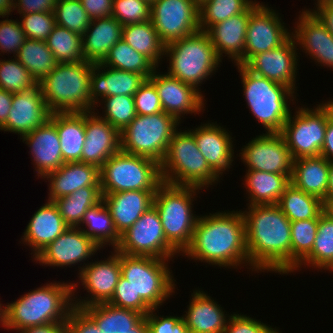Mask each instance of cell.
<instances>
[{
  "label": "cell",
  "instance_id": "obj_1",
  "mask_svg": "<svg viewBox=\"0 0 333 333\" xmlns=\"http://www.w3.org/2000/svg\"><path fill=\"white\" fill-rule=\"evenodd\" d=\"M247 209L241 210L250 266L246 268L256 273L291 274V221L277 204Z\"/></svg>",
  "mask_w": 333,
  "mask_h": 333
},
{
  "label": "cell",
  "instance_id": "obj_2",
  "mask_svg": "<svg viewBox=\"0 0 333 333\" xmlns=\"http://www.w3.org/2000/svg\"><path fill=\"white\" fill-rule=\"evenodd\" d=\"M182 256L226 269L240 267L241 270L249 266L245 220L241 210L199 216L191 244Z\"/></svg>",
  "mask_w": 333,
  "mask_h": 333
},
{
  "label": "cell",
  "instance_id": "obj_3",
  "mask_svg": "<svg viewBox=\"0 0 333 333\" xmlns=\"http://www.w3.org/2000/svg\"><path fill=\"white\" fill-rule=\"evenodd\" d=\"M73 283L49 282L6 304V330L17 333L51 323H66L73 308Z\"/></svg>",
  "mask_w": 333,
  "mask_h": 333
},
{
  "label": "cell",
  "instance_id": "obj_4",
  "mask_svg": "<svg viewBox=\"0 0 333 333\" xmlns=\"http://www.w3.org/2000/svg\"><path fill=\"white\" fill-rule=\"evenodd\" d=\"M171 260L120 253L121 275L133 289L134 311L144 316L160 308L175 293Z\"/></svg>",
  "mask_w": 333,
  "mask_h": 333
},
{
  "label": "cell",
  "instance_id": "obj_5",
  "mask_svg": "<svg viewBox=\"0 0 333 333\" xmlns=\"http://www.w3.org/2000/svg\"><path fill=\"white\" fill-rule=\"evenodd\" d=\"M93 68L94 64L86 61L58 63L38 83L51 114L95 110V105L90 99Z\"/></svg>",
  "mask_w": 333,
  "mask_h": 333
},
{
  "label": "cell",
  "instance_id": "obj_6",
  "mask_svg": "<svg viewBox=\"0 0 333 333\" xmlns=\"http://www.w3.org/2000/svg\"><path fill=\"white\" fill-rule=\"evenodd\" d=\"M236 66L242 79L243 96L249 111L258 124L263 125L266 133H281L292 111L290 104H295L297 92L253 73L245 65Z\"/></svg>",
  "mask_w": 333,
  "mask_h": 333
},
{
  "label": "cell",
  "instance_id": "obj_7",
  "mask_svg": "<svg viewBox=\"0 0 333 333\" xmlns=\"http://www.w3.org/2000/svg\"><path fill=\"white\" fill-rule=\"evenodd\" d=\"M160 172L164 183L176 186L203 190L220 182V177L209 167L188 129L178 128L174 132L160 163Z\"/></svg>",
  "mask_w": 333,
  "mask_h": 333
},
{
  "label": "cell",
  "instance_id": "obj_8",
  "mask_svg": "<svg viewBox=\"0 0 333 333\" xmlns=\"http://www.w3.org/2000/svg\"><path fill=\"white\" fill-rule=\"evenodd\" d=\"M201 189L162 183L153 197L167 242L180 254L189 247L198 215L193 213V202ZM194 198V199H193Z\"/></svg>",
  "mask_w": 333,
  "mask_h": 333
},
{
  "label": "cell",
  "instance_id": "obj_9",
  "mask_svg": "<svg viewBox=\"0 0 333 333\" xmlns=\"http://www.w3.org/2000/svg\"><path fill=\"white\" fill-rule=\"evenodd\" d=\"M164 57H168L167 73L182 82L195 87L199 86L217 72L222 61L206 31L186 36L165 46ZM221 62V63H220ZM200 89V90H199Z\"/></svg>",
  "mask_w": 333,
  "mask_h": 333
},
{
  "label": "cell",
  "instance_id": "obj_10",
  "mask_svg": "<svg viewBox=\"0 0 333 333\" xmlns=\"http://www.w3.org/2000/svg\"><path fill=\"white\" fill-rule=\"evenodd\" d=\"M102 194L123 191H157L163 183L160 164L150 158L121 149L99 169Z\"/></svg>",
  "mask_w": 333,
  "mask_h": 333
},
{
  "label": "cell",
  "instance_id": "obj_11",
  "mask_svg": "<svg viewBox=\"0 0 333 333\" xmlns=\"http://www.w3.org/2000/svg\"><path fill=\"white\" fill-rule=\"evenodd\" d=\"M179 124L181 123L174 116L165 112L136 115L120 132V149L153 159L160 164Z\"/></svg>",
  "mask_w": 333,
  "mask_h": 333
},
{
  "label": "cell",
  "instance_id": "obj_12",
  "mask_svg": "<svg viewBox=\"0 0 333 333\" xmlns=\"http://www.w3.org/2000/svg\"><path fill=\"white\" fill-rule=\"evenodd\" d=\"M304 106L295 107V113L290 112L281 131L294 160L320 156L327 120L331 117L323 101L313 108Z\"/></svg>",
  "mask_w": 333,
  "mask_h": 333
},
{
  "label": "cell",
  "instance_id": "obj_13",
  "mask_svg": "<svg viewBox=\"0 0 333 333\" xmlns=\"http://www.w3.org/2000/svg\"><path fill=\"white\" fill-rule=\"evenodd\" d=\"M117 252L172 260L181 256L166 240L157 209L149 208L120 235ZM176 255V256H175Z\"/></svg>",
  "mask_w": 333,
  "mask_h": 333
},
{
  "label": "cell",
  "instance_id": "obj_14",
  "mask_svg": "<svg viewBox=\"0 0 333 333\" xmlns=\"http://www.w3.org/2000/svg\"><path fill=\"white\" fill-rule=\"evenodd\" d=\"M151 21L166 46L200 30L199 6L194 0H156L151 3Z\"/></svg>",
  "mask_w": 333,
  "mask_h": 333
},
{
  "label": "cell",
  "instance_id": "obj_15",
  "mask_svg": "<svg viewBox=\"0 0 333 333\" xmlns=\"http://www.w3.org/2000/svg\"><path fill=\"white\" fill-rule=\"evenodd\" d=\"M104 260L89 262L78 276L79 284L88 292V297H77L78 282H73V306L84 308L91 305L108 303L112 298L121 276L120 252L115 249ZM77 287V288H76ZM76 295V297L74 296ZM81 298V299H80Z\"/></svg>",
  "mask_w": 333,
  "mask_h": 333
},
{
  "label": "cell",
  "instance_id": "obj_16",
  "mask_svg": "<svg viewBox=\"0 0 333 333\" xmlns=\"http://www.w3.org/2000/svg\"><path fill=\"white\" fill-rule=\"evenodd\" d=\"M239 151L241 162L248 170L285 174L291 178L294 159L281 133L256 135Z\"/></svg>",
  "mask_w": 333,
  "mask_h": 333
},
{
  "label": "cell",
  "instance_id": "obj_17",
  "mask_svg": "<svg viewBox=\"0 0 333 333\" xmlns=\"http://www.w3.org/2000/svg\"><path fill=\"white\" fill-rule=\"evenodd\" d=\"M280 13L266 4L258 5L251 13L247 24L244 49V65L256 54L275 49L290 36L279 16Z\"/></svg>",
  "mask_w": 333,
  "mask_h": 333
},
{
  "label": "cell",
  "instance_id": "obj_18",
  "mask_svg": "<svg viewBox=\"0 0 333 333\" xmlns=\"http://www.w3.org/2000/svg\"><path fill=\"white\" fill-rule=\"evenodd\" d=\"M99 250L100 248L79 227H68L56 240L42 250L34 260L42 266H56L57 268L78 265L79 275L88 264V262L85 263L86 260H91V257ZM82 264L83 266H81Z\"/></svg>",
  "mask_w": 333,
  "mask_h": 333
},
{
  "label": "cell",
  "instance_id": "obj_19",
  "mask_svg": "<svg viewBox=\"0 0 333 333\" xmlns=\"http://www.w3.org/2000/svg\"><path fill=\"white\" fill-rule=\"evenodd\" d=\"M154 70L148 78L158 92L163 112L174 116L180 123L186 114H200L205 111V96L195 87L169 75ZM205 102V103H204Z\"/></svg>",
  "mask_w": 333,
  "mask_h": 333
},
{
  "label": "cell",
  "instance_id": "obj_20",
  "mask_svg": "<svg viewBox=\"0 0 333 333\" xmlns=\"http://www.w3.org/2000/svg\"><path fill=\"white\" fill-rule=\"evenodd\" d=\"M297 50L299 49L290 36L279 47L253 56L245 66L253 73L286 85L295 92L300 57Z\"/></svg>",
  "mask_w": 333,
  "mask_h": 333
},
{
  "label": "cell",
  "instance_id": "obj_21",
  "mask_svg": "<svg viewBox=\"0 0 333 333\" xmlns=\"http://www.w3.org/2000/svg\"><path fill=\"white\" fill-rule=\"evenodd\" d=\"M294 29L291 36L296 46L310 56L308 58L315 61L316 66L333 69V35L310 8L302 10Z\"/></svg>",
  "mask_w": 333,
  "mask_h": 333
},
{
  "label": "cell",
  "instance_id": "obj_22",
  "mask_svg": "<svg viewBox=\"0 0 333 333\" xmlns=\"http://www.w3.org/2000/svg\"><path fill=\"white\" fill-rule=\"evenodd\" d=\"M50 115L38 84L30 90L13 93L12 108L0 131L13 132L21 138L42 126Z\"/></svg>",
  "mask_w": 333,
  "mask_h": 333
},
{
  "label": "cell",
  "instance_id": "obj_23",
  "mask_svg": "<svg viewBox=\"0 0 333 333\" xmlns=\"http://www.w3.org/2000/svg\"><path fill=\"white\" fill-rule=\"evenodd\" d=\"M223 127L217 122L208 121L194 129H188L194 136L198 149L205 157L209 167L219 177L229 171L235 158L232 133Z\"/></svg>",
  "mask_w": 333,
  "mask_h": 333
},
{
  "label": "cell",
  "instance_id": "obj_24",
  "mask_svg": "<svg viewBox=\"0 0 333 333\" xmlns=\"http://www.w3.org/2000/svg\"><path fill=\"white\" fill-rule=\"evenodd\" d=\"M120 150V132L94 111L85 112V142L81 162L99 169Z\"/></svg>",
  "mask_w": 333,
  "mask_h": 333
},
{
  "label": "cell",
  "instance_id": "obj_25",
  "mask_svg": "<svg viewBox=\"0 0 333 333\" xmlns=\"http://www.w3.org/2000/svg\"><path fill=\"white\" fill-rule=\"evenodd\" d=\"M258 5L252 3L243 13L228 18L213 25L207 33L215 48L216 54L222 61L227 56L235 65H244V49L247 24L250 13ZM223 53L225 54L223 56Z\"/></svg>",
  "mask_w": 333,
  "mask_h": 333
},
{
  "label": "cell",
  "instance_id": "obj_26",
  "mask_svg": "<svg viewBox=\"0 0 333 333\" xmlns=\"http://www.w3.org/2000/svg\"><path fill=\"white\" fill-rule=\"evenodd\" d=\"M20 139L30 148L29 153L31 152L32 164L38 178H43L64 164L59 135L50 119Z\"/></svg>",
  "mask_w": 333,
  "mask_h": 333
},
{
  "label": "cell",
  "instance_id": "obj_27",
  "mask_svg": "<svg viewBox=\"0 0 333 333\" xmlns=\"http://www.w3.org/2000/svg\"><path fill=\"white\" fill-rule=\"evenodd\" d=\"M184 312L186 314H183L182 318L185 320L189 333H224L231 316L225 309L223 311L214 298L199 287L191 293L187 311Z\"/></svg>",
  "mask_w": 333,
  "mask_h": 333
},
{
  "label": "cell",
  "instance_id": "obj_28",
  "mask_svg": "<svg viewBox=\"0 0 333 333\" xmlns=\"http://www.w3.org/2000/svg\"><path fill=\"white\" fill-rule=\"evenodd\" d=\"M67 228L57 206L54 202L47 201L32 215L21 241L31 248V255L35 258Z\"/></svg>",
  "mask_w": 333,
  "mask_h": 333
},
{
  "label": "cell",
  "instance_id": "obj_29",
  "mask_svg": "<svg viewBox=\"0 0 333 333\" xmlns=\"http://www.w3.org/2000/svg\"><path fill=\"white\" fill-rule=\"evenodd\" d=\"M145 80L138 73L110 68L101 63L94 64L91 72V102L96 105L99 100L108 96H134Z\"/></svg>",
  "mask_w": 333,
  "mask_h": 333
},
{
  "label": "cell",
  "instance_id": "obj_30",
  "mask_svg": "<svg viewBox=\"0 0 333 333\" xmlns=\"http://www.w3.org/2000/svg\"><path fill=\"white\" fill-rule=\"evenodd\" d=\"M43 179L49 182L47 201L52 202L80 188L100 186L99 168L83 162L64 163L57 170L46 174Z\"/></svg>",
  "mask_w": 333,
  "mask_h": 333
},
{
  "label": "cell",
  "instance_id": "obj_31",
  "mask_svg": "<svg viewBox=\"0 0 333 333\" xmlns=\"http://www.w3.org/2000/svg\"><path fill=\"white\" fill-rule=\"evenodd\" d=\"M156 191H123L102 194L108 207L114 227L119 235L130 228L149 208L153 206Z\"/></svg>",
  "mask_w": 333,
  "mask_h": 333
},
{
  "label": "cell",
  "instance_id": "obj_32",
  "mask_svg": "<svg viewBox=\"0 0 333 333\" xmlns=\"http://www.w3.org/2000/svg\"><path fill=\"white\" fill-rule=\"evenodd\" d=\"M123 25L113 16L91 20L82 35L84 60L92 64L102 63L110 49L122 39Z\"/></svg>",
  "mask_w": 333,
  "mask_h": 333
},
{
  "label": "cell",
  "instance_id": "obj_33",
  "mask_svg": "<svg viewBox=\"0 0 333 333\" xmlns=\"http://www.w3.org/2000/svg\"><path fill=\"white\" fill-rule=\"evenodd\" d=\"M330 162L323 156L293 160L290 183L307 194L326 200Z\"/></svg>",
  "mask_w": 333,
  "mask_h": 333
},
{
  "label": "cell",
  "instance_id": "obj_34",
  "mask_svg": "<svg viewBox=\"0 0 333 333\" xmlns=\"http://www.w3.org/2000/svg\"><path fill=\"white\" fill-rule=\"evenodd\" d=\"M49 119L56 126L64 163L81 162L85 142V112L52 113Z\"/></svg>",
  "mask_w": 333,
  "mask_h": 333
},
{
  "label": "cell",
  "instance_id": "obj_35",
  "mask_svg": "<svg viewBox=\"0 0 333 333\" xmlns=\"http://www.w3.org/2000/svg\"><path fill=\"white\" fill-rule=\"evenodd\" d=\"M247 206L278 204L290 179L285 174L247 170L244 177ZM247 186V187H246Z\"/></svg>",
  "mask_w": 333,
  "mask_h": 333
},
{
  "label": "cell",
  "instance_id": "obj_36",
  "mask_svg": "<svg viewBox=\"0 0 333 333\" xmlns=\"http://www.w3.org/2000/svg\"><path fill=\"white\" fill-rule=\"evenodd\" d=\"M81 224L79 228L82 232L100 249L109 245L113 247V250L118 246L120 235L114 227L110 211L103 200L86 211Z\"/></svg>",
  "mask_w": 333,
  "mask_h": 333
},
{
  "label": "cell",
  "instance_id": "obj_37",
  "mask_svg": "<svg viewBox=\"0 0 333 333\" xmlns=\"http://www.w3.org/2000/svg\"><path fill=\"white\" fill-rule=\"evenodd\" d=\"M104 333H129L145 316L137 311L109 303L82 308Z\"/></svg>",
  "mask_w": 333,
  "mask_h": 333
},
{
  "label": "cell",
  "instance_id": "obj_38",
  "mask_svg": "<svg viewBox=\"0 0 333 333\" xmlns=\"http://www.w3.org/2000/svg\"><path fill=\"white\" fill-rule=\"evenodd\" d=\"M122 39L137 52L146 56L157 68L163 61L165 45L161 42L152 21L123 26Z\"/></svg>",
  "mask_w": 333,
  "mask_h": 333
},
{
  "label": "cell",
  "instance_id": "obj_39",
  "mask_svg": "<svg viewBox=\"0 0 333 333\" xmlns=\"http://www.w3.org/2000/svg\"><path fill=\"white\" fill-rule=\"evenodd\" d=\"M102 200L100 186H87L53 202L68 227H80L86 211Z\"/></svg>",
  "mask_w": 333,
  "mask_h": 333
},
{
  "label": "cell",
  "instance_id": "obj_40",
  "mask_svg": "<svg viewBox=\"0 0 333 333\" xmlns=\"http://www.w3.org/2000/svg\"><path fill=\"white\" fill-rule=\"evenodd\" d=\"M277 205L291 222L319 218L324 212L321 199L297 189L291 183L285 188Z\"/></svg>",
  "mask_w": 333,
  "mask_h": 333
},
{
  "label": "cell",
  "instance_id": "obj_41",
  "mask_svg": "<svg viewBox=\"0 0 333 333\" xmlns=\"http://www.w3.org/2000/svg\"><path fill=\"white\" fill-rule=\"evenodd\" d=\"M317 235L312 251L296 266L298 271L307 266L329 271L333 267V219L324 212L319 216Z\"/></svg>",
  "mask_w": 333,
  "mask_h": 333
},
{
  "label": "cell",
  "instance_id": "obj_42",
  "mask_svg": "<svg viewBox=\"0 0 333 333\" xmlns=\"http://www.w3.org/2000/svg\"><path fill=\"white\" fill-rule=\"evenodd\" d=\"M16 59L40 83L57 65L58 62L45 41L26 39L19 49Z\"/></svg>",
  "mask_w": 333,
  "mask_h": 333
},
{
  "label": "cell",
  "instance_id": "obj_43",
  "mask_svg": "<svg viewBox=\"0 0 333 333\" xmlns=\"http://www.w3.org/2000/svg\"><path fill=\"white\" fill-rule=\"evenodd\" d=\"M110 68L138 73L148 79L157 68L146 56L134 50L123 39L108 52L101 63Z\"/></svg>",
  "mask_w": 333,
  "mask_h": 333
},
{
  "label": "cell",
  "instance_id": "obj_44",
  "mask_svg": "<svg viewBox=\"0 0 333 333\" xmlns=\"http://www.w3.org/2000/svg\"><path fill=\"white\" fill-rule=\"evenodd\" d=\"M256 0H206L199 5V29L208 31L213 25L243 13Z\"/></svg>",
  "mask_w": 333,
  "mask_h": 333
},
{
  "label": "cell",
  "instance_id": "obj_45",
  "mask_svg": "<svg viewBox=\"0 0 333 333\" xmlns=\"http://www.w3.org/2000/svg\"><path fill=\"white\" fill-rule=\"evenodd\" d=\"M45 42L58 63L85 61L82 36L65 27L56 24Z\"/></svg>",
  "mask_w": 333,
  "mask_h": 333
},
{
  "label": "cell",
  "instance_id": "obj_46",
  "mask_svg": "<svg viewBox=\"0 0 333 333\" xmlns=\"http://www.w3.org/2000/svg\"><path fill=\"white\" fill-rule=\"evenodd\" d=\"M103 106V112L99 115L97 107ZM94 112L103 120L109 122L114 128L121 132L136 117L134 96L118 95L104 97L95 106ZM104 114V115H102ZM103 117H102V116Z\"/></svg>",
  "mask_w": 333,
  "mask_h": 333
},
{
  "label": "cell",
  "instance_id": "obj_47",
  "mask_svg": "<svg viewBox=\"0 0 333 333\" xmlns=\"http://www.w3.org/2000/svg\"><path fill=\"white\" fill-rule=\"evenodd\" d=\"M319 218L291 222V273L312 251Z\"/></svg>",
  "mask_w": 333,
  "mask_h": 333
},
{
  "label": "cell",
  "instance_id": "obj_48",
  "mask_svg": "<svg viewBox=\"0 0 333 333\" xmlns=\"http://www.w3.org/2000/svg\"><path fill=\"white\" fill-rule=\"evenodd\" d=\"M38 83L31 73L14 57L0 60V89L10 93L27 91Z\"/></svg>",
  "mask_w": 333,
  "mask_h": 333
},
{
  "label": "cell",
  "instance_id": "obj_49",
  "mask_svg": "<svg viewBox=\"0 0 333 333\" xmlns=\"http://www.w3.org/2000/svg\"><path fill=\"white\" fill-rule=\"evenodd\" d=\"M53 12L57 25L81 36L91 22L81 0H57Z\"/></svg>",
  "mask_w": 333,
  "mask_h": 333
},
{
  "label": "cell",
  "instance_id": "obj_50",
  "mask_svg": "<svg viewBox=\"0 0 333 333\" xmlns=\"http://www.w3.org/2000/svg\"><path fill=\"white\" fill-rule=\"evenodd\" d=\"M112 16L123 26L151 20V3L147 0H113Z\"/></svg>",
  "mask_w": 333,
  "mask_h": 333
},
{
  "label": "cell",
  "instance_id": "obj_51",
  "mask_svg": "<svg viewBox=\"0 0 333 333\" xmlns=\"http://www.w3.org/2000/svg\"><path fill=\"white\" fill-rule=\"evenodd\" d=\"M20 18L26 38L32 40L46 41L56 25L53 11L29 13Z\"/></svg>",
  "mask_w": 333,
  "mask_h": 333
},
{
  "label": "cell",
  "instance_id": "obj_52",
  "mask_svg": "<svg viewBox=\"0 0 333 333\" xmlns=\"http://www.w3.org/2000/svg\"><path fill=\"white\" fill-rule=\"evenodd\" d=\"M6 19L0 21V56L3 53L16 57L19 49L27 39L19 20Z\"/></svg>",
  "mask_w": 333,
  "mask_h": 333
},
{
  "label": "cell",
  "instance_id": "obj_53",
  "mask_svg": "<svg viewBox=\"0 0 333 333\" xmlns=\"http://www.w3.org/2000/svg\"><path fill=\"white\" fill-rule=\"evenodd\" d=\"M134 102L137 115H152L163 112L158 92L149 79H146L134 94Z\"/></svg>",
  "mask_w": 333,
  "mask_h": 333
},
{
  "label": "cell",
  "instance_id": "obj_54",
  "mask_svg": "<svg viewBox=\"0 0 333 333\" xmlns=\"http://www.w3.org/2000/svg\"><path fill=\"white\" fill-rule=\"evenodd\" d=\"M233 312L229 317L224 333H282L255 318ZM278 329V330H277Z\"/></svg>",
  "mask_w": 333,
  "mask_h": 333
},
{
  "label": "cell",
  "instance_id": "obj_55",
  "mask_svg": "<svg viewBox=\"0 0 333 333\" xmlns=\"http://www.w3.org/2000/svg\"><path fill=\"white\" fill-rule=\"evenodd\" d=\"M156 311L157 309H152L145 315L148 333H189L182 316H157Z\"/></svg>",
  "mask_w": 333,
  "mask_h": 333
},
{
  "label": "cell",
  "instance_id": "obj_56",
  "mask_svg": "<svg viewBox=\"0 0 333 333\" xmlns=\"http://www.w3.org/2000/svg\"><path fill=\"white\" fill-rule=\"evenodd\" d=\"M66 323L69 333H104L83 309L77 307L71 309Z\"/></svg>",
  "mask_w": 333,
  "mask_h": 333
},
{
  "label": "cell",
  "instance_id": "obj_57",
  "mask_svg": "<svg viewBox=\"0 0 333 333\" xmlns=\"http://www.w3.org/2000/svg\"><path fill=\"white\" fill-rule=\"evenodd\" d=\"M108 303L119 308L134 310L133 289L130 286L129 281L122 275L120 276L114 294Z\"/></svg>",
  "mask_w": 333,
  "mask_h": 333
},
{
  "label": "cell",
  "instance_id": "obj_58",
  "mask_svg": "<svg viewBox=\"0 0 333 333\" xmlns=\"http://www.w3.org/2000/svg\"><path fill=\"white\" fill-rule=\"evenodd\" d=\"M57 0H14V10L19 15L54 11Z\"/></svg>",
  "mask_w": 333,
  "mask_h": 333
},
{
  "label": "cell",
  "instance_id": "obj_59",
  "mask_svg": "<svg viewBox=\"0 0 333 333\" xmlns=\"http://www.w3.org/2000/svg\"><path fill=\"white\" fill-rule=\"evenodd\" d=\"M91 20L112 16L113 0H81Z\"/></svg>",
  "mask_w": 333,
  "mask_h": 333
},
{
  "label": "cell",
  "instance_id": "obj_60",
  "mask_svg": "<svg viewBox=\"0 0 333 333\" xmlns=\"http://www.w3.org/2000/svg\"><path fill=\"white\" fill-rule=\"evenodd\" d=\"M314 8L310 9L333 35V3L330 0H316Z\"/></svg>",
  "mask_w": 333,
  "mask_h": 333
},
{
  "label": "cell",
  "instance_id": "obj_61",
  "mask_svg": "<svg viewBox=\"0 0 333 333\" xmlns=\"http://www.w3.org/2000/svg\"><path fill=\"white\" fill-rule=\"evenodd\" d=\"M320 155L329 162H333V119L331 117L327 120L325 140Z\"/></svg>",
  "mask_w": 333,
  "mask_h": 333
},
{
  "label": "cell",
  "instance_id": "obj_62",
  "mask_svg": "<svg viewBox=\"0 0 333 333\" xmlns=\"http://www.w3.org/2000/svg\"><path fill=\"white\" fill-rule=\"evenodd\" d=\"M18 333H69L67 323H51L44 326L28 327Z\"/></svg>",
  "mask_w": 333,
  "mask_h": 333
},
{
  "label": "cell",
  "instance_id": "obj_63",
  "mask_svg": "<svg viewBox=\"0 0 333 333\" xmlns=\"http://www.w3.org/2000/svg\"><path fill=\"white\" fill-rule=\"evenodd\" d=\"M13 93L0 89V127L6 122L12 108Z\"/></svg>",
  "mask_w": 333,
  "mask_h": 333
},
{
  "label": "cell",
  "instance_id": "obj_64",
  "mask_svg": "<svg viewBox=\"0 0 333 333\" xmlns=\"http://www.w3.org/2000/svg\"><path fill=\"white\" fill-rule=\"evenodd\" d=\"M14 11V0H0V17L5 18Z\"/></svg>",
  "mask_w": 333,
  "mask_h": 333
},
{
  "label": "cell",
  "instance_id": "obj_65",
  "mask_svg": "<svg viewBox=\"0 0 333 333\" xmlns=\"http://www.w3.org/2000/svg\"><path fill=\"white\" fill-rule=\"evenodd\" d=\"M326 199H333V162H330Z\"/></svg>",
  "mask_w": 333,
  "mask_h": 333
},
{
  "label": "cell",
  "instance_id": "obj_66",
  "mask_svg": "<svg viewBox=\"0 0 333 333\" xmlns=\"http://www.w3.org/2000/svg\"><path fill=\"white\" fill-rule=\"evenodd\" d=\"M129 333H148L147 320L144 317Z\"/></svg>",
  "mask_w": 333,
  "mask_h": 333
},
{
  "label": "cell",
  "instance_id": "obj_67",
  "mask_svg": "<svg viewBox=\"0 0 333 333\" xmlns=\"http://www.w3.org/2000/svg\"><path fill=\"white\" fill-rule=\"evenodd\" d=\"M324 213L333 219V199H326L324 201Z\"/></svg>",
  "mask_w": 333,
  "mask_h": 333
},
{
  "label": "cell",
  "instance_id": "obj_68",
  "mask_svg": "<svg viewBox=\"0 0 333 333\" xmlns=\"http://www.w3.org/2000/svg\"><path fill=\"white\" fill-rule=\"evenodd\" d=\"M6 321V305L0 303V326L5 327Z\"/></svg>",
  "mask_w": 333,
  "mask_h": 333
},
{
  "label": "cell",
  "instance_id": "obj_69",
  "mask_svg": "<svg viewBox=\"0 0 333 333\" xmlns=\"http://www.w3.org/2000/svg\"><path fill=\"white\" fill-rule=\"evenodd\" d=\"M325 104V106L329 109L330 114H331V118L333 119V99H329V101H325L323 102Z\"/></svg>",
  "mask_w": 333,
  "mask_h": 333
},
{
  "label": "cell",
  "instance_id": "obj_70",
  "mask_svg": "<svg viewBox=\"0 0 333 333\" xmlns=\"http://www.w3.org/2000/svg\"><path fill=\"white\" fill-rule=\"evenodd\" d=\"M206 0H194V2L199 6Z\"/></svg>",
  "mask_w": 333,
  "mask_h": 333
},
{
  "label": "cell",
  "instance_id": "obj_71",
  "mask_svg": "<svg viewBox=\"0 0 333 333\" xmlns=\"http://www.w3.org/2000/svg\"><path fill=\"white\" fill-rule=\"evenodd\" d=\"M148 2L152 3L153 1H156V0H147Z\"/></svg>",
  "mask_w": 333,
  "mask_h": 333
}]
</instances>
